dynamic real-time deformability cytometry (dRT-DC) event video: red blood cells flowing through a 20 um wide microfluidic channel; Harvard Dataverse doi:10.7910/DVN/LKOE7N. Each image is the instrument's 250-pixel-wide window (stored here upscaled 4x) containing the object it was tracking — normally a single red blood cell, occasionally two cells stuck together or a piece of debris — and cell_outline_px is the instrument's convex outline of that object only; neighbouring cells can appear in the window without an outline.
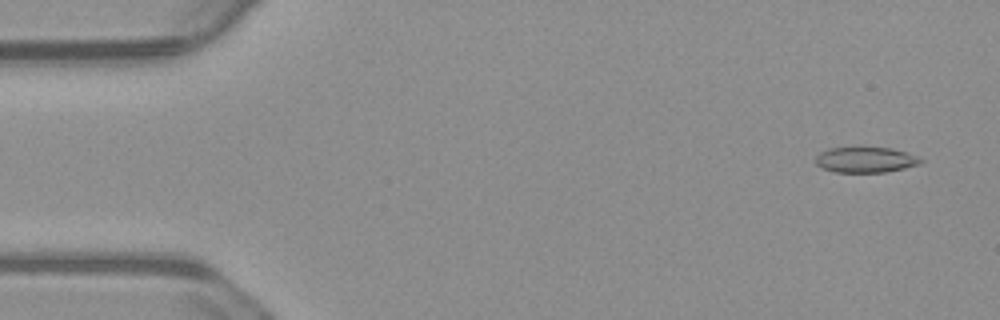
{"species": "common noctule bat (a hibernating species)", "species_latin": "Nyctalus noctula", "temperature_condition": "warm", "stored_images_in_passage": 55, "camera_frame_rate_fps": 3000, "um_per_image_px": 0.085, "animal": {"sex": "male", "body_mass_g": 23.1, "forearm_length_mm": 52.7}, "frame": {"image": 1, "passage_image": 3, "time_ms": 0.667, "image_size_px": [1000, 320], "cell_outline_px": [[924, 160], [920, 164], [904, 168], [884, 172], [836, 172], [820, 168], [816, 164], [816, 156], [820, 152], [828, 148], [860, 144], [892, 148], [916, 156]], "centroid_in_image_um": [73.52, 13.53], "position_along_channel_um": 11.5, "area_um2": 16.42}}
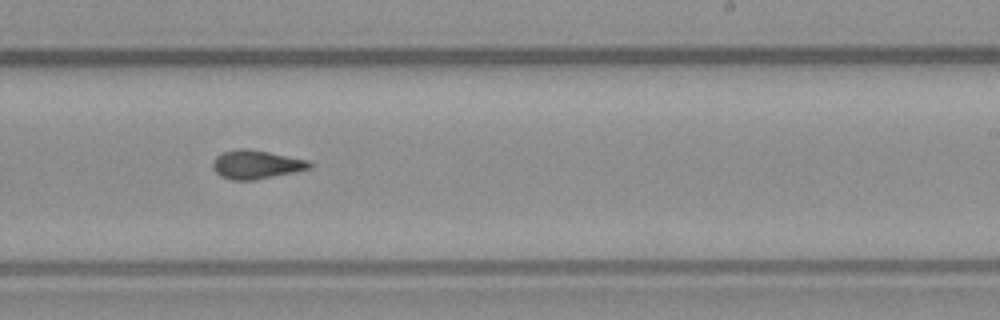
{"frame": {"image": 2, "passage_image": 33, "time_ms": 10.667, "image_size_px": [1000, 320], "cell_outline_px": [[316, 164], [312, 168], [296, 172], [252, 180], [232, 180], [220, 176], [212, 168], [212, 160], [216, 156], [224, 152], [244, 148], [248, 148], [308, 160]], "centroid_in_image_um": [21.8, 13.99], "position_along_channel_um": 267.2, "area_um2": 16.24}}
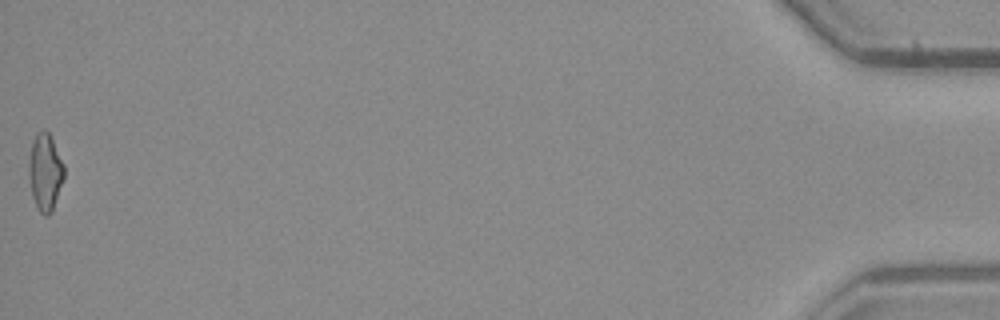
{"frame": {"image": 3, "passage_image": 55, "time_ms": 18.0, "image_size_px": [1000, 320], "cell_outline_px": [[64, 176], [52, 212], [48, 216], [44, 216], [40, 212], [32, 196], [28, 172], [28, 164], [32, 140], [36, 132], [44, 128], [48, 132], [64, 164]], "centroid_in_image_um": [3.82, 14.61], "position_along_channel_um": 431.4, "area_um2": 15.84}, "authors_computed_cell_mechanics": {"area_um2": 16.0684, "velocity_mm_per_s": 3.734, "shape_relaxation_time_tau1_ms": null, "shape_relaxation_time_tau2_ms": 2.9166, "deformation_change_tau1": null, "deformation_change_tau2": 0.0814}}